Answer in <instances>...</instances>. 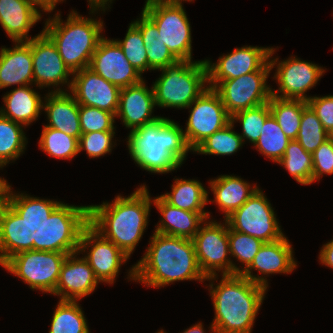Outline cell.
<instances>
[{"label":"cell","instance_id":"2","mask_svg":"<svg viewBox=\"0 0 333 333\" xmlns=\"http://www.w3.org/2000/svg\"><path fill=\"white\" fill-rule=\"evenodd\" d=\"M150 243L130 271L131 279L155 288L180 280H206L192 240L154 232Z\"/></svg>","mask_w":333,"mask_h":333},{"label":"cell","instance_id":"5","mask_svg":"<svg viewBox=\"0 0 333 333\" xmlns=\"http://www.w3.org/2000/svg\"><path fill=\"white\" fill-rule=\"evenodd\" d=\"M215 319L213 333H251L266 287L241 274L222 275L217 287L210 285Z\"/></svg>","mask_w":333,"mask_h":333},{"label":"cell","instance_id":"34","mask_svg":"<svg viewBox=\"0 0 333 333\" xmlns=\"http://www.w3.org/2000/svg\"><path fill=\"white\" fill-rule=\"evenodd\" d=\"M49 333H89L86 319L76 301H59Z\"/></svg>","mask_w":333,"mask_h":333},{"label":"cell","instance_id":"46","mask_svg":"<svg viewBox=\"0 0 333 333\" xmlns=\"http://www.w3.org/2000/svg\"><path fill=\"white\" fill-rule=\"evenodd\" d=\"M308 105L316 113L325 130H333V95L324 97H309Z\"/></svg>","mask_w":333,"mask_h":333},{"label":"cell","instance_id":"1","mask_svg":"<svg viewBox=\"0 0 333 333\" xmlns=\"http://www.w3.org/2000/svg\"><path fill=\"white\" fill-rule=\"evenodd\" d=\"M8 185L0 206V265L24 251H41L42 223L61 203L15 195Z\"/></svg>","mask_w":333,"mask_h":333},{"label":"cell","instance_id":"40","mask_svg":"<svg viewBox=\"0 0 333 333\" xmlns=\"http://www.w3.org/2000/svg\"><path fill=\"white\" fill-rule=\"evenodd\" d=\"M271 114L269 103L243 110L231 116V121H240L242 124L243 133L240 135L250 140L254 145L258 141L263 129L266 118Z\"/></svg>","mask_w":333,"mask_h":333},{"label":"cell","instance_id":"26","mask_svg":"<svg viewBox=\"0 0 333 333\" xmlns=\"http://www.w3.org/2000/svg\"><path fill=\"white\" fill-rule=\"evenodd\" d=\"M47 96L46 103H43L49 120V124L46 126L79 140L82 130L79 120V104L75 98L59 88Z\"/></svg>","mask_w":333,"mask_h":333},{"label":"cell","instance_id":"47","mask_svg":"<svg viewBox=\"0 0 333 333\" xmlns=\"http://www.w3.org/2000/svg\"><path fill=\"white\" fill-rule=\"evenodd\" d=\"M319 259L321 263L333 269V240L323 246Z\"/></svg>","mask_w":333,"mask_h":333},{"label":"cell","instance_id":"38","mask_svg":"<svg viewBox=\"0 0 333 333\" xmlns=\"http://www.w3.org/2000/svg\"><path fill=\"white\" fill-rule=\"evenodd\" d=\"M329 139V133L323 127L316 113L307 105L303 109L296 140L309 153H313L321 144Z\"/></svg>","mask_w":333,"mask_h":333},{"label":"cell","instance_id":"3","mask_svg":"<svg viewBox=\"0 0 333 333\" xmlns=\"http://www.w3.org/2000/svg\"><path fill=\"white\" fill-rule=\"evenodd\" d=\"M151 199L146 185L128 197L89 206V224L128 257L134 251L148 223Z\"/></svg>","mask_w":333,"mask_h":333},{"label":"cell","instance_id":"4","mask_svg":"<svg viewBox=\"0 0 333 333\" xmlns=\"http://www.w3.org/2000/svg\"><path fill=\"white\" fill-rule=\"evenodd\" d=\"M127 142L132 159L152 173L175 170L191 150L185 140L184 130L164 117L131 130Z\"/></svg>","mask_w":333,"mask_h":333},{"label":"cell","instance_id":"33","mask_svg":"<svg viewBox=\"0 0 333 333\" xmlns=\"http://www.w3.org/2000/svg\"><path fill=\"white\" fill-rule=\"evenodd\" d=\"M277 163L282 164L300 184L313 183L312 153L307 152L297 140L289 142L285 154Z\"/></svg>","mask_w":333,"mask_h":333},{"label":"cell","instance_id":"16","mask_svg":"<svg viewBox=\"0 0 333 333\" xmlns=\"http://www.w3.org/2000/svg\"><path fill=\"white\" fill-rule=\"evenodd\" d=\"M88 245L92 247L84 259L93 269L99 282L112 284L120 266L129 257L110 240L98 233L90 224L82 231L78 253L82 250L85 251Z\"/></svg>","mask_w":333,"mask_h":333},{"label":"cell","instance_id":"12","mask_svg":"<svg viewBox=\"0 0 333 333\" xmlns=\"http://www.w3.org/2000/svg\"><path fill=\"white\" fill-rule=\"evenodd\" d=\"M225 221L230 229L248 234L264 243L284 237L271 204L259 188L239 209L225 218Z\"/></svg>","mask_w":333,"mask_h":333},{"label":"cell","instance_id":"35","mask_svg":"<svg viewBox=\"0 0 333 333\" xmlns=\"http://www.w3.org/2000/svg\"><path fill=\"white\" fill-rule=\"evenodd\" d=\"M20 123L0 114V167L20 156L25 149L26 137Z\"/></svg>","mask_w":333,"mask_h":333},{"label":"cell","instance_id":"48","mask_svg":"<svg viewBox=\"0 0 333 333\" xmlns=\"http://www.w3.org/2000/svg\"><path fill=\"white\" fill-rule=\"evenodd\" d=\"M29 3H31L33 6L38 5L44 12H51L54 8L57 2H61L63 0H25Z\"/></svg>","mask_w":333,"mask_h":333},{"label":"cell","instance_id":"19","mask_svg":"<svg viewBox=\"0 0 333 333\" xmlns=\"http://www.w3.org/2000/svg\"><path fill=\"white\" fill-rule=\"evenodd\" d=\"M31 54L33 82L39 87L68 83V76L73 73L63 62L55 43L44 31L31 38Z\"/></svg>","mask_w":333,"mask_h":333},{"label":"cell","instance_id":"41","mask_svg":"<svg viewBox=\"0 0 333 333\" xmlns=\"http://www.w3.org/2000/svg\"><path fill=\"white\" fill-rule=\"evenodd\" d=\"M122 48L125 57L141 74L148 70L147 48L140 32V29L131 23L126 33L125 39L116 40Z\"/></svg>","mask_w":333,"mask_h":333},{"label":"cell","instance_id":"20","mask_svg":"<svg viewBox=\"0 0 333 333\" xmlns=\"http://www.w3.org/2000/svg\"><path fill=\"white\" fill-rule=\"evenodd\" d=\"M324 71L316 64L301 61L297 58L285 60L277 65V72L274 77L280 87L277 92L271 90V96L307 101L309 97L305 96V92L317 83ZM278 92L282 94L279 95Z\"/></svg>","mask_w":333,"mask_h":333},{"label":"cell","instance_id":"23","mask_svg":"<svg viewBox=\"0 0 333 333\" xmlns=\"http://www.w3.org/2000/svg\"><path fill=\"white\" fill-rule=\"evenodd\" d=\"M154 106L156 103L153 88L149 90L142 81L120 89L116 117L120 116L124 125L134 130L161 118L151 117Z\"/></svg>","mask_w":333,"mask_h":333},{"label":"cell","instance_id":"9","mask_svg":"<svg viewBox=\"0 0 333 333\" xmlns=\"http://www.w3.org/2000/svg\"><path fill=\"white\" fill-rule=\"evenodd\" d=\"M143 12L156 24L170 52L179 61H191V28L182 3L147 0Z\"/></svg>","mask_w":333,"mask_h":333},{"label":"cell","instance_id":"28","mask_svg":"<svg viewBox=\"0 0 333 333\" xmlns=\"http://www.w3.org/2000/svg\"><path fill=\"white\" fill-rule=\"evenodd\" d=\"M3 99L7 110L0 109V114L25 126L36 120L43 109L40 95L28 85L11 90Z\"/></svg>","mask_w":333,"mask_h":333},{"label":"cell","instance_id":"31","mask_svg":"<svg viewBox=\"0 0 333 333\" xmlns=\"http://www.w3.org/2000/svg\"><path fill=\"white\" fill-rule=\"evenodd\" d=\"M161 197L171 206L191 212H205L203 208L208 203V192L194 179H176L172 192Z\"/></svg>","mask_w":333,"mask_h":333},{"label":"cell","instance_id":"44","mask_svg":"<svg viewBox=\"0 0 333 333\" xmlns=\"http://www.w3.org/2000/svg\"><path fill=\"white\" fill-rule=\"evenodd\" d=\"M114 134V131H98L81 134L79 137V153L84 149L89 157L96 158L111 152Z\"/></svg>","mask_w":333,"mask_h":333},{"label":"cell","instance_id":"15","mask_svg":"<svg viewBox=\"0 0 333 333\" xmlns=\"http://www.w3.org/2000/svg\"><path fill=\"white\" fill-rule=\"evenodd\" d=\"M89 68L120 89L143 81L141 73L127 60L116 40L104 37L92 55Z\"/></svg>","mask_w":333,"mask_h":333},{"label":"cell","instance_id":"36","mask_svg":"<svg viewBox=\"0 0 333 333\" xmlns=\"http://www.w3.org/2000/svg\"><path fill=\"white\" fill-rule=\"evenodd\" d=\"M291 140L285 135L276 119L270 114L264 123L261 135L254 145L264 156L278 162L285 154Z\"/></svg>","mask_w":333,"mask_h":333},{"label":"cell","instance_id":"37","mask_svg":"<svg viewBox=\"0 0 333 333\" xmlns=\"http://www.w3.org/2000/svg\"><path fill=\"white\" fill-rule=\"evenodd\" d=\"M39 145L50 156L60 159H70L79 153L77 138L47 126L43 128Z\"/></svg>","mask_w":333,"mask_h":333},{"label":"cell","instance_id":"14","mask_svg":"<svg viewBox=\"0 0 333 333\" xmlns=\"http://www.w3.org/2000/svg\"><path fill=\"white\" fill-rule=\"evenodd\" d=\"M192 105L184 137L194 151L210 135L229 124L231 116L213 88L207 87L188 108Z\"/></svg>","mask_w":333,"mask_h":333},{"label":"cell","instance_id":"52","mask_svg":"<svg viewBox=\"0 0 333 333\" xmlns=\"http://www.w3.org/2000/svg\"><path fill=\"white\" fill-rule=\"evenodd\" d=\"M158 1H175V2H181L182 0H158ZM186 1H192V0H186Z\"/></svg>","mask_w":333,"mask_h":333},{"label":"cell","instance_id":"32","mask_svg":"<svg viewBox=\"0 0 333 333\" xmlns=\"http://www.w3.org/2000/svg\"><path fill=\"white\" fill-rule=\"evenodd\" d=\"M269 108L282 131L290 140H296L303 109L308 105L302 99H282L271 96Z\"/></svg>","mask_w":333,"mask_h":333},{"label":"cell","instance_id":"8","mask_svg":"<svg viewBox=\"0 0 333 333\" xmlns=\"http://www.w3.org/2000/svg\"><path fill=\"white\" fill-rule=\"evenodd\" d=\"M89 224V206L60 203L42 223L41 251L78 252L83 229Z\"/></svg>","mask_w":333,"mask_h":333},{"label":"cell","instance_id":"51","mask_svg":"<svg viewBox=\"0 0 333 333\" xmlns=\"http://www.w3.org/2000/svg\"><path fill=\"white\" fill-rule=\"evenodd\" d=\"M183 333H204L203 325L201 323H198V324L190 327L189 329H187Z\"/></svg>","mask_w":333,"mask_h":333},{"label":"cell","instance_id":"39","mask_svg":"<svg viewBox=\"0 0 333 333\" xmlns=\"http://www.w3.org/2000/svg\"><path fill=\"white\" fill-rule=\"evenodd\" d=\"M233 122L231 121L222 129L210 135L194 151L202 154L213 155H230L242 146V138L232 130Z\"/></svg>","mask_w":333,"mask_h":333},{"label":"cell","instance_id":"27","mask_svg":"<svg viewBox=\"0 0 333 333\" xmlns=\"http://www.w3.org/2000/svg\"><path fill=\"white\" fill-rule=\"evenodd\" d=\"M40 19L38 9L25 0H0V24L14 42L29 41L27 33Z\"/></svg>","mask_w":333,"mask_h":333},{"label":"cell","instance_id":"13","mask_svg":"<svg viewBox=\"0 0 333 333\" xmlns=\"http://www.w3.org/2000/svg\"><path fill=\"white\" fill-rule=\"evenodd\" d=\"M204 224L192 241L199 268L206 279H214L217 269H223V275L241 274L242 270L226 257L230 253L227 222L225 221V227L217 222Z\"/></svg>","mask_w":333,"mask_h":333},{"label":"cell","instance_id":"53","mask_svg":"<svg viewBox=\"0 0 333 333\" xmlns=\"http://www.w3.org/2000/svg\"><path fill=\"white\" fill-rule=\"evenodd\" d=\"M329 138L333 139V130L329 133Z\"/></svg>","mask_w":333,"mask_h":333},{"label":"cell","instance_id":"50","mask_svg":"<svg viewBox=\"0 0 333 333\" xmlns=\"http://www.w3.org/2000/svg\"><path fill=\"white\" fill-rule=\"evenodd\" d=\"M8 184L5 179L0 178V206L5 201V194L7 190Z\"/></svg>","mask_w":333,"mask_h":333},{"label":"cell","instance_id":"7","mask_svg":"<svg viewBox=\"0 0 333 333\" xmlns=\"http://www.w3.org/2000/svg\"><path fill=\"white\" fill-rule=\"evenodd\" d=\"M153 85L159 107L188 108L208 86L207 66L203 61H178L163 69Z\"/></svg>","mask_w":333,"mask_h":333},{"label":"cell","instance_id":"25","mask_svg":"<svg viewBox=\"0 0 333 333\" xmlns=\"http://www.w3.org/2000/svg\"><path fill=\"white\" fill-rule=\"evenodd\" d=\"M163 216L155 232L192 240L199 231L200 224L208 219V212H191L167 203L161 196L153 200Z\"/></svg>","mask_w":333,"mask_h":333},{"label":"cell","instance_id":"30","mask_svg":"<svg viewBox=\"0 0 333 333\" xmlns=\"http://www.w3.org/2000/svg\"><path fill=\"white\" fill-rule=\"evenodd\" d=\"M142 18L133 22L139 29L147 48L148 69L161 70L179 60L170 52L159 36L156 24L142 11Z\"/></svg>","mask_w":333,"mask_h":333},{"label":"cell","instance_id":"42","mask_svg":"<svg viewBox=\"0 0 333 333\" xmlns=\"http://www.w3.org/2000/svg\"><path fill=\"white\" fill-rule=\"evenodd\" d=\"M229 252L240 262L245 263L242 272L247 269L264 242L248 234L234 231L228 227Z\"/></svg>","mask_w":333,"mask_h":333},{"label":"cell","instance_id":"10","mask_svg":"<svg viewBox=\"0 0 333 333\" xmlns=\"http://www.w3.org/2000/svg\"><path fill=\"white\" fill-rule=\"evenodd\" d=\"M67 255L29 250L8 258L1 266L29 284L31 289L53 294Z\"/></svg>","mask_w":333,"mask_h":333},{"label":"cell","instance_id":"49","mask_svg":"<svg viewBox=\"0 0 333 333\" xmlns=\"http://www.w3.org/2000/svg\"><path fill=\"white\" fill-rule=\"evenodd\" d=\"M108 1L111 2L112 0H89L90 7H92V13L99 7H102V9L105 10L104 8Z\"/></svg>","mask_w":333,"mask_h":333},{"label":"cell","instance_id":"17","mask_svg":"<svg viewBox=\"0 0 333 333\" xmlns=\"http://www.w3.org/2000/svg\"><path fill=\"white\" fill-rule=\"evenodd\" d=\"M273 53V48L247 46L220 57L218 63L211 65L210 61L205 60L208 83H211L209 88L214 89L221 81L258 71Z\"/></svg>","mask_w":333,"mask_h":333},{"label":"cell","instance_id":"45","mask_svg":"<svg viewBox=\"0 0 333 333\" xmlns=\"http://www.w3.org/2000/svg\"><path fill=\"white\" fill-rule=\"evenodd\" d=\"M313 182L321 175L333 174V139H328L312 153Z\"/></svg>","mask_w":333,"mask_h":333},{"label":"cell","instance_id":"29","mask_svg":"<svg viewBox=\"0 0 333 333\" xmlns=\"http://www.w3.org/2000/svg\"><path fill=\"white\" fill-rule=\"evenodd\" d=\"M211 190L215 196V203L225 212L227 218L233 211L239 209L258 187H251L239 177L222 175L210 181Z\"/></svg>","mask_w":333,"mask_h":333},{"label":"cell","instance_id":"18","mask_svg":"<svg viewBox=\"0 0 333 333\" xmlns=\"http://www.w3.org/2000/svg\"><path fill=\"white\" fill-rule=\"evenodd\" d=\"M74 78L68 83L75 100L79 105L96 107L115 116L119 107L120 88L103 77L96 74L93 70L83 68L73 73Z\"/></svg>","mask_w":333,"mask_h":333},{"label":"cell","instance_id":"43","mask_svg":"<svg viewBox=\"0 0 333 333\" xmlns=\"http://www.w3.org/2000/svg\"><path fill=\"white\" fill-rule=\"evenodd\" d=\"M115 115L108 111L79 105V120L82 134L98 131H114Z\"/></svg>","mask_w":333,"mask_h":333},{"label":"cell","instance_id":"6","mask_svg":"<svg viewBox=\"0 0 333 333\" xmlns=\"http://www.w3.org/2000/svg\"><path fill=\"white\" fill-rule=\"evenodd\" d=\"M102 29L103 22L84 18L73 11L64 25L60 14L56 13L46 22L43 31L55 43L66 66L75 73L90 66L92 55L103 38Z\"/></svg>","mask_w":333,"mask_h":333},{"label":"cell","instance_id":"11","mask_svg":"<svg viewBox=\"0 0 333 333\" xmlns=\"http://www.w3.org/2000/svg\"><path fill=\"white\" fill-rule=\"evenodd\" d=\"M277 59L268 60L258 71L221 81L214 88L230 116L269 102L272 89L266 85V79Z\"/></svg>","mask_w":333,"mask_h":333},{"label":"cell","instance_id":"22","mask_svg":"<svg viewBox=\"0 0 333 333\" xmlns=\"http://www.w3.org/2000/svg\"><path fill=\"white\" fill-rule=\"evenodd\" d=\"M292 253V247L285 236L280 240L264 243L251 265L241 275L253 283L267 288V280L263 277L253 276L251 269L258 270L262 274L290 273L296 267Z\"/></svg>","mask_w":333,"mask_h":333},{"label":"cell","instance_id":"21","mask_svg":"<svg viewBox=\"0 0 333 333\" xmlns=\"http://www.w3.org/2000/svg\"><path fill=\"white\" fill-rule=\"evenodd\" d=\"M68 254L62 264L56 289L53 294L60 295V300L76 301L94 292L99 280L84 258Z\"/></svg>","mask_w":333,"mask_h":333},{"label":"cell","instance_id":"24","mask_svg":"<svg viewBox=\"0 0 333 333\" xmlns=\"http://www.w3.org/2000/svg\"><path fill=\"white\" fill-rule=\"evenodd\" d=\"M13 49L0 51V88L15 84L27 86L33 82L31 39L16 42Z\"/></svg>","mask_w":333,"mask_h":333}]
</instances>
